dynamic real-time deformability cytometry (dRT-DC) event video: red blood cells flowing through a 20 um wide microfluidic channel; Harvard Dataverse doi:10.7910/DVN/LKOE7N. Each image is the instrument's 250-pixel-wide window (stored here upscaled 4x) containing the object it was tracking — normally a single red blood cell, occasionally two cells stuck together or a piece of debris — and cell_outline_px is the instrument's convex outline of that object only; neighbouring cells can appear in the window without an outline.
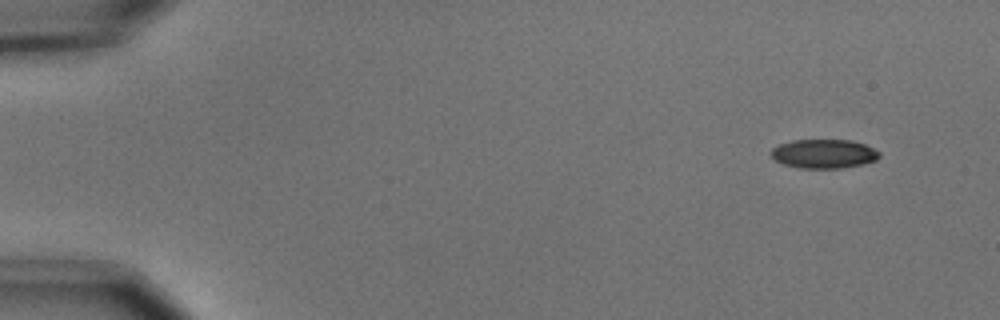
{"species": "common noctule bat (a hibernating species)", "species_latin": "Nyctalus noctula", "temperature_condition": "cold", "stored_images_in_passage": 27, "camera_frame_rate_fps": 3000, "um_per_image_px": 0.085, "animal": {"sex": "male", "body_mass_g": 15.6}, "frame": {"image": 1, "passage_image": 4, "time_ms": 1.0, "image_size_px": [1000, 320], "cell_outline_px": [[880, 156], [876, 160], [864, 164], [840, 168], [800, 168], [784, 164], [776, 160], [768, 152], [772, 148], [780, 144], [792, 140], [852, 140], [864, 144], [880, 152]], "centroid_in_image_um": [70.02, 13.07], "position_along_channel_um": 15.0, "area_um2": 18.32}}
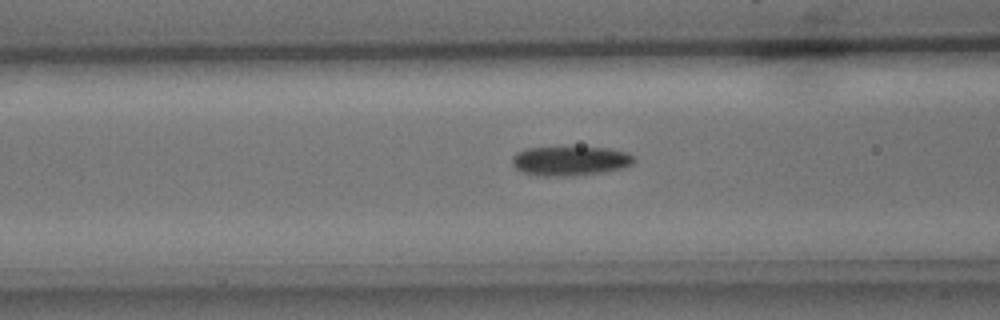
{"frame": {"image": 2, "passage_image": 22, "time_ms": 7.0, "image_size_px": [1000, 320], "cell_outline_px": [[632, 164], [624, 168], [604, 172], [572, 176], [536, 176], [520, 172], [512, 164], [512, 156], [516, 152], [528, 148], [608, 148], [628, 152], [632, 156]], "centroid_in_image_um": [48.42, 13.7], "position_along_channel_um": 118.2, "area_um2": 20.87}}
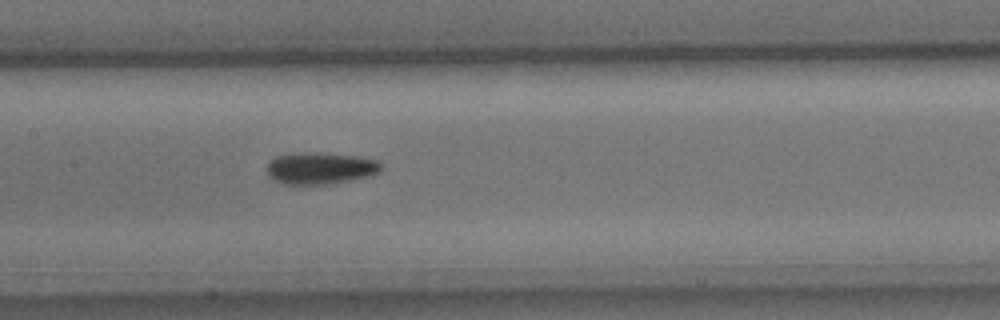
{"frame": {"image": 3, "passage_image": 27, "time_ms": 8.667, "image_size_px": [1000, 320], "cell_outline_px": [[384, 164], [380, 172], [368, 176], [352, 180], [328, 184], [288, 184], [276, 180], [268, 176], [268, 164], [276, 156], [292, 152], [324, 152], [360, 156], [376, 160]], "centroid_in_image_um": [27.28, 14.27], "position_along_channel_um": 180.1, "area_um2": 21.44}}